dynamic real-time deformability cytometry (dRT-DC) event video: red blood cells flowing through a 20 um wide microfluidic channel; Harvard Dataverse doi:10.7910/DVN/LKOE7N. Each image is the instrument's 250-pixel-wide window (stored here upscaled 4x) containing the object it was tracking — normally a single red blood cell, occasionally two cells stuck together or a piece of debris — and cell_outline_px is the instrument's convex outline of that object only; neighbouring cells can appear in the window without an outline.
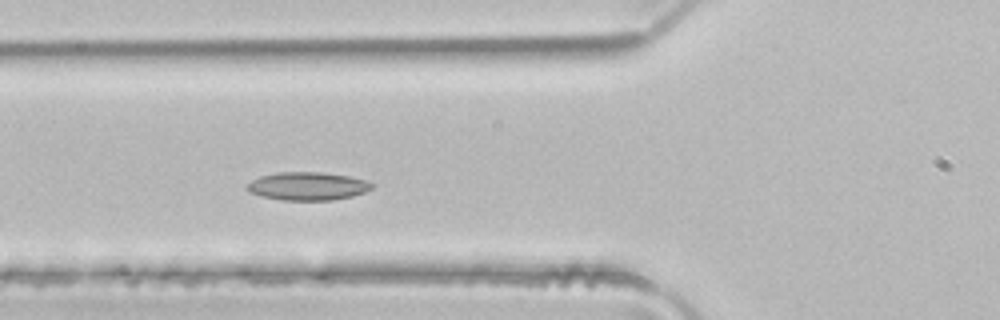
{"species": "common noctule bat (a hibernating species)", "species_latin": "Nyctalus noctula", "temperature_condition": "room temperature", "stored_images_in_passage": 3, "camera_frame_rate_fps": 3000, "um_per_image_px": 0.085, "animal": {"sex": "male", "body_mass_g": 21.5, "forearm_length_mm": 52.0}, "frame": {"image": 1, "passage_image": 3, "time_ms": 0.667, "image_size_px": [1000, 320], "cell_outline_px": [[376, 184], [372, 188], [364, 192], [352, 196], [332, 200], [284, 200], [260, 196], [248, 192], [244, 188], [252, 180], [260, 176], [276, 172], [320, 172], [348, 176], [364, 180]], "centroid_in_image_um": [26.12, 15.82], "position_along_channel_um": 99.7, "area_um2": 20.52}}